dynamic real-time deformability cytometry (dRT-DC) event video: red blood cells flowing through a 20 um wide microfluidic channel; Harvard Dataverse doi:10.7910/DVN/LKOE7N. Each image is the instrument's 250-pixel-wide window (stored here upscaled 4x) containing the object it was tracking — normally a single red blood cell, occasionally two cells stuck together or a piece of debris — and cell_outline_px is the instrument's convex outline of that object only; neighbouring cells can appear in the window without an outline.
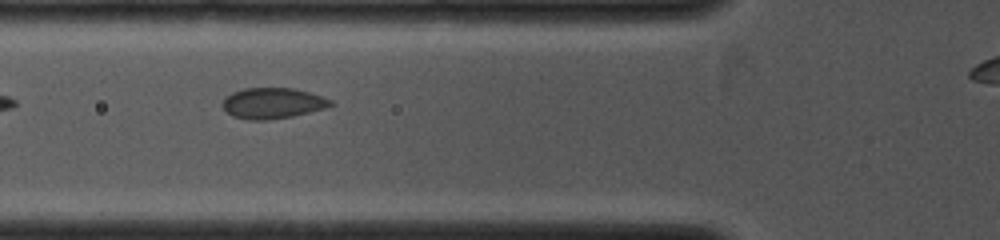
{"species": "common noctule bat (a hibernating species)", "species_latin": "Nyctalus noctula", "temperature_condition": "cold", "stored_images_in_passage": 27, "camera_frame_rate_fps": 4000, "um_per_image_px": 0.085, "animal": {"sex": "female", "body_mass_g": 19.0, "forearm_length_mm": 53.3}, "frame": {"image": 1, "passage_image": 2, "time_ms": 0.5, "image_size_px": [1000, 240], "cell_outline_px": [[332, 104], [328, 108], [292, 116], [268, 120], [248, 120], [232, 116], [224, 108], [224, 100], [232, 92], [244, 88], [292, 88], [308, 92], [332, 100]], "centroid_in_image_um": [23.19, 8.78], "position_along_channel_um": 102.6, "area_um2": 19.19}}
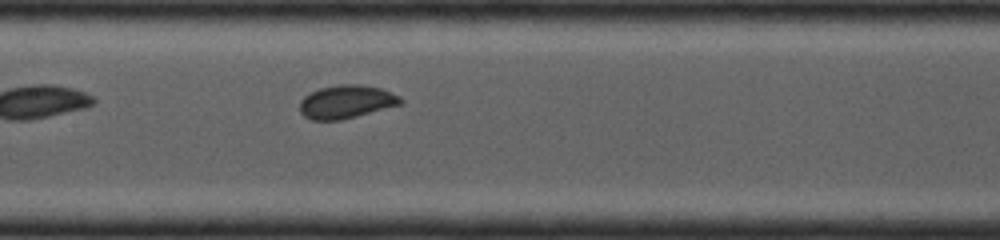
{"frame": {"image": 2, "passage_image": 7, "time_ms": 2.0, "image_size_px": [1000, 240], "cell_outline_px": [[404, 100], [400, 104], [356, 116], [340, 120], [312, 120], [304, 116], [300, 112], [300, 100], [304, 96], [320, 88], [344, 84], [356, 84], [380, 88], [400, 96]], "centroid_in_image_um": [29.41, 8.65], "position_along_channel_um": 178.0, "area_um2": 19.25}}
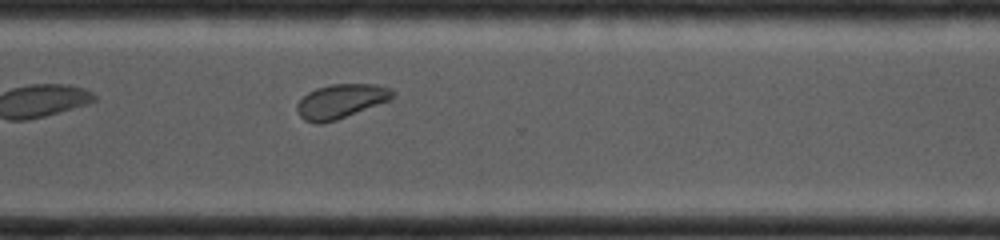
{"frame": {"image": 3, "passage_image": 19, "time_ms": 5.25, "image_size_px": [1000, 240], "cell_outline_px": [[392, 100], [336, 120], [320, 124], [316, 124], [304, 120], [300, 116], [296, 108], [296, 104], [308, 92], [316, 88], [332, 84], [372, 84], [392, 88]], "centroid_in_image_um": [28.96, 8.61], "position_along_channel_um": 341.6, "area_um2": 19.07}}